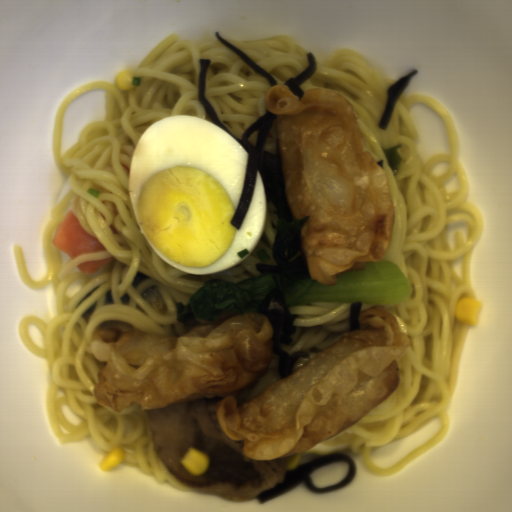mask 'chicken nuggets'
I'll list each match as a JSON object with an SVG mask.
<instances>
[{
	"label": "chicken nuggets",
	"instance_id": "chicken-nuggets-1",
	"mask_svg": "<svg viewBox=\"0 0 512 512\" xmlns=\"http://www.w3.org/2000/svg\"><path fill=\"white\" fill-rule=\"evenodd\" d=\"M143 301L157 314L164 315L168 309L158 287L148 286L143 289Z\"/></svg>",
	"mask_w": 512,
	"mask_h": 512
}]
</instances>
